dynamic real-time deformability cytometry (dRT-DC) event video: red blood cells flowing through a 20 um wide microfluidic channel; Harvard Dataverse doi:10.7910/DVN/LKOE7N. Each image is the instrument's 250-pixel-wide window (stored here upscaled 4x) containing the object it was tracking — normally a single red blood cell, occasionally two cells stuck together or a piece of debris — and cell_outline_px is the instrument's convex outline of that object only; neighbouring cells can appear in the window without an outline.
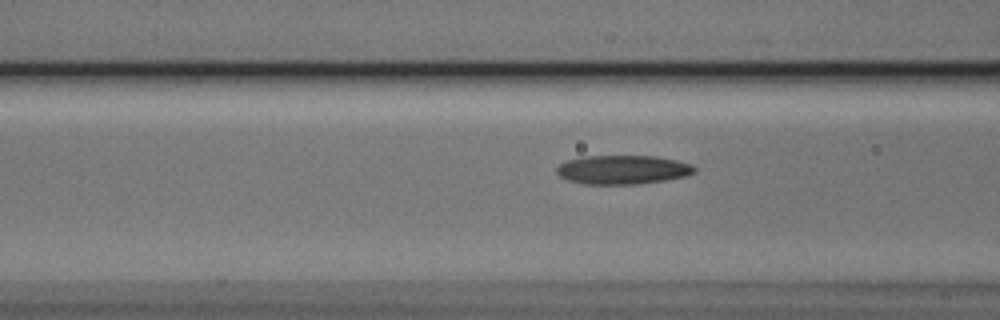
{"species": "Egyptian fruit bat (a non-hibernating species)", "species_latin": "Rousettus aegyptiacus", "temperature_condition": "cold", "stored_images_in_passage": 36, "camera_frame_rate_fps": 3000, "um_per_image_px": 0.085, "animal": {"sex": "male"}, "frame": {"image": 1, "passage_image": 8, "time_ms": 2.333, "image_size_px": [1000, 320], "cell_outline_px": [[696, 172], [688, 176], [640, 184], [584, 184], [568, 180], [560, 176], [556, 172], [556, 168], [560, 164], [568, 160], [584, 156], [656, 156], [676, 160], [692, 164], [696, 168]], "centroid_in_image_um": [52.96, 14.42], "position_along_channel_um": 113.6, "area_um2": 23.35}}
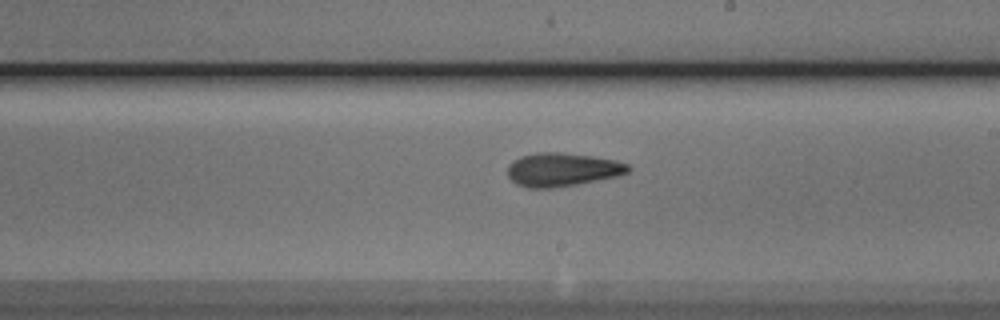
{"frame": {"image": 2, "passage_image": 18, "time_ms": 5.667, "image_size_px": [1000, 320], "cell_outline_px": [[632, 168], [628, 172], [616, 176], [576, 184], [552, 188], [528, 188], [516, 184], [508, 176], [508, 164], [520, 156], [536, 152], [560, 152], [592, 156], [616, 160], [628, 164]], "centroid_in_image_um": [47.77, 14.41], "position_along_channel_um": 241.2, "area_um2": 23.52}}
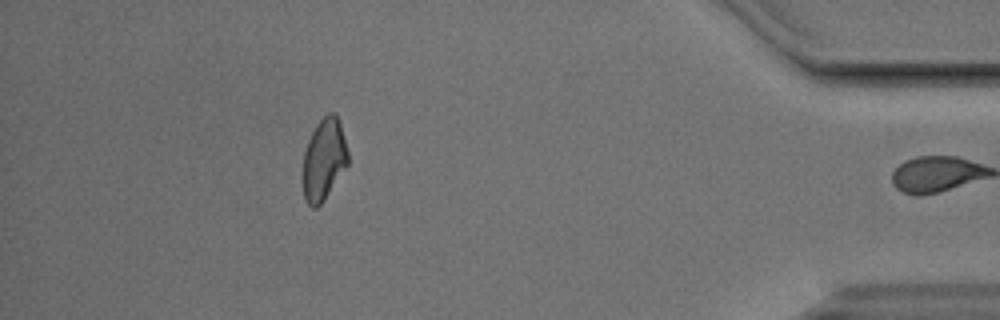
{"frame": {"image": 3, "passage_image": 35, "time_ms": 11.333, "image_size_px": [1000, 320], "cell_outline_px": [[348, 164], [324, 200], [316, 208], [312, 208], [304, 200], [304, 152], [308, 140], [316, 124], [328, 112], [336, 112], [340, 124], [348, 152]], "centroid_in_image_um": [27.54, 13.54], "position_along_channel_um": 407.7, "area_um2": 21.21}, "authors_computed_cell_mechanics": {"area_um2": 22.4553, "velocity_mm_per_s": 3.8318, "shape_relaxation_time_tau1_ms": 5.9245, "shape_relaxation_time_tau2_ms": 4.28, "deformation_change_tau1": 0.1518, "deformation_change_tau2": 0.1292}}